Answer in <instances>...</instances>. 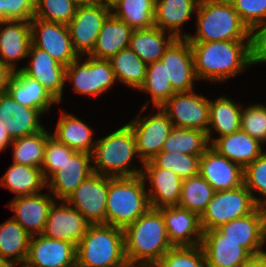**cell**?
<instances>
[{
	"mask_svg": "<svg viewBox=\"0 0 266 267\" xmlns=\"http://www.w3.org/2000/svg\"><path fill=\"white\" fill-rule=\"evenodd\" d=\"M137 91L151 96L143 104L142 107L144 108H148L150 103L154 108L161 107L176 93L169 78H167L165 66L160 60L147 64L146 77Z\"/></svg>",
	"mask_w": 266,
	"mask_h": 267,
	"instance_id": "cell-37",
	"label": "cell"
},
{
	"mask_svg": "<svg viewBox=\"0 0 266 267\" xmlns=\"http://www.w3.org/2000/svg\"><path fill=\"white\" fill-rule=\"evenodd\" d=\"M126 261L124 231L108 224H90L76 246V267H114Z\"/></svg>",
	"mask_w": 266,
	"mask_h": 267,
	"instance_id": "cell-6",
	"label": "cell"
},
{
	"mask_svg": "<svg viewBox=\"0 0 266 267\" xmlns=\"http://www.w3.org/2000/svg\"><path fill=\"white\" fill-rule=\"evenodd\" d=\"M209 105L207 96L195 90L176 92L160 108L174 127L198 129L207 133L209 127Z\"/></svg>",
	"mask_w": 266,
	"mask_h": 267,
	"instance_id": "cell-10",
	"label": "cell"
},
{
	"mask_svg": "<svg viewBox=\"0 0 266 267\" xmlns=\"http://www.w3.org/2000/svg\"><path fill=\"white\" fill-rule=\"evenodd\" d=\"M162 212L168 238L173 247L196 246L201 243L203 231L200 216L179 206L159 208Z\"/></svg>",
	"mask_w": 266,
	"mask_h": 267,
	"instance_id": "cell-24",
	"label": "cell"
},
{
	"mask_svg": "<svg viewBox=\"0 0 266 267\" xmlns=\"http://www.w3.org/2000/svg\"><path fill=\"white\" fill-rule=\"evenodd\" d=\"M243 177L255 202L266 207V150L243 169Z\"/></svg>",
	"mask_w": 266,
	"mask_h": 267,
	"instance_id": "cell-44",
	"label": "cell"
},
{
	"mask_svg": "<svg viewBox=\"0 0 266 267\" xmlns=\"http://www.w3.org/2000/svg\"><path fill=\"white\" fill-rule=\"evenodd\" d=\"M0 185L14 193V197L33 195L47 190V181L40 168L14 162L0 177Z\"/></svg>",
	"mask_w": 266,
	"mask_h": 267,
	"instance_id": "cell-33",
	"label": "cell"
},
{
	"mask_svg": "<svg viewBox=\"0 0 266 267\" xmlns=\"http://www.w3.org/2000/svg\"><path fill=\"white\" fill-rule=\"evenodd\" d=\"M210 146L243 169L264 152L263 144L241 129L230 135L213 137Z\"/></svg>",
	"mask_w": 266,
	"mask_h": 267,
	"instance_id": "cell-28",
	"label": "cell"
},
{
	"mask_svg": "<svg viewBox=\"0 0 266 267\" xmlns=\"http://www.w3.org/2000/svg\"><path fill=\"white\" fill-rule=\"evenodd\" d=\"M21 106L39 109L45 114L59 102L36 79L21 69L15 71L7 91Z\"/></svg>",
	"mask_w": 266,
	"mask_h": 267,
	"instance_id": "cell-31",
	"label": "cell"
},
{
	"mask_svg": "<svg viewBox=\"0 0 266 267\" xmlns=\"http://www.w3.org/2000/svg\"><path fill=\"white\" fill-rule=\"evenodd\" d=\"M92 173H94L92 154L76 151L47 180V189L55 200H66Z\"/></svg>",
	"mask_w": 266,
	"mask_h": 267,
	"instance_id": "cell-20",
	"label": "cell"
},
{
	"mask_svg": "<svg viewBox=\"0 0 266 267\" xmlns=\"http://www.w3.org/2000/svg\"><path fill=\"white\" fill-rule=\"evenodd\" d=\"M59 117L51 136L69 148L92 154L97 141L94 129L84 120L64 110H61Z\"/></svg>",
	"mask_w": 266,
	"mask_h": 267,
	"instance_id": "cell-29",
	"label": "cell"
},
{
	"mask_svg": "<svg viewBox=\"0 0 266 267\" xmlns=\"http://www.w3.org/2000/svg\"><path fill=\"white\" fill-rule=\"evenodd\" d=\"M31 25V43L46 51L53 59L64 66L70 65L79 55L74 50L67 24L49 22L33 18Z\"/></svg>",
	"mask_w": 266,
	"mask_h": 267,
	"instance_id": "cell-12",
	"label": "cell"
},
{
	"mask_svg": "<svg viewBox=\"0 0 266 267\" xmlns=\"http://www.w3.org/2000/svg\"><path fill=\"white\" fill-rule=\"evenodd\" d=\"M35 0H0V21H28L34 18Z\"/></svg>",
	"mask_w": 266,
	"mask_h": 267,
	"instance_id": "cell-49",
	"label": "cell"
},
{
	"mask_svg": "<svg viewBox=\"0 0 266 267\" xmlns=\"http://www.w3.org/2000/svg\"><path fill=\"white\" fill-rule=\"evenodd\" d=\"M200 157L198 155L178 152H160L143 167H159L171 170L182 179L194 177L199 174Z\"/></svg>",
	"mask_w": 266,
	"mask_h": 267,
	"instance_id": "cell-42",
	"label": "cell"
},
{
	"mask_svg": "<svg viewBox=\"0 0 266 267\" xmlns=\"http://www.w3.org/2000/svg\"><path fill=\"white\" fill-rule=\"evenodd\" d=\"M146 108L142 107L139 114L127 124L131 127L137 146L139 159L145 163L161 152L164 142L174 128L173 123L160 107L147 116L142 113ZM158 110V111H157Z\"/></svg>",
	"mask_w": 266,
	"mask_h": 267,
	"instance_id": "cell-9",
	"label": "cell"
},
{
	"mask_svg": "<svg viewBox=\"0 0 266 267\" xmlns=\"http://www.w3.org/2000/svg\"><path fill=\"white\" fill-rule=\"evenodd\" d=\"M199 82L219 84L251 67L249 41L190 42Z\"/></svg>",
	"mask_w": 266,
	"mask_h": 267,
	"instance_id": "cell-1",
	"label": "cell"
},
{
	"mask_svg": "<svg viewBox=\"0 0 266 267\" xmlns=\"http://www.w3.org/2000/svg\"><path fill=\"white\" fill-rule=\"evenodd\" d=\"M200 0H156L154 26L167 31L175 38H187L185 23L196 13ZM194 13V14H193Z\"/></svg>",
	"mask_w": 266,
	"mask_h": 267,
	"instance_id": "cell-27",
	"label": "cell"
},
{
	"mask_svg": "<svg viewBox=\"0 0 266 267\" xmlns=\"http://www.w3.org/2000/svg\"><path fill=\"white\" fill-rule=\"evenodd\" d=\"M195 34L189 42L249 41V28L230 2L200 0L195 13Z\"/></svg>",
	"mask_w": 266,
	"mask_h": 267,
	"instance_id": "cell-4",
	"label": "cell"
},
{
	"mask_svg": "<svg viewBox=\"0 0 266 267\" xmlns=\"http://www.w3.org/2000/svg\"><path fill=\"white\" fill-rule=\"evenodd\" d=\"M141 176L145 183L150 208L178 206L182 178L171 170L159 167H143Z\"/></svg>",
	"mask_w": 266,
	"mask_h": 267,
	"instance_id": "cell-23",
	"label": "cell"
},
{
	"mask_svg": "<svg viewBox=\"0 0 266 267\" xmlns=\"http://www.w3.org/2000/svg\"><path fill=\"white\" fill-rule=\"evenodd\" d=\"M241 267H266V251L251 255Z\"/></svg>",
	"mask_w": 266,
	"mask_h": 267,
	"instance_id": "cell-52",
	"label": "cell"
},
{
	"mask_svg": "<svg viewBox=\"0 0 266 267\" xmlns=\"http://www.w3.org/2000/svg\"><path fill=\"white\" fill-rule=\"evenodd\" d=\"M199 174L215 191L231 190L244 184L243 168L211 146L200 157Z\"/></svg>",
	"mask_w": 266,
	"mask_h": 267,
	"instance_id": "cell-22",
	"label": "cell"
},
{
	"mask_svg": "<svg viewBox=\"0 0 266 267\" xmlns=\"http://www.w3.org/2000/svg\"><path fill=\"white\" fill-rule=\"evenodd\" d=\"M214 193L215 190L210 183L200 174L183 179L178 206L201 216L212 200Z\"/></svg>",
	"mask_w": 266,
	"mask_h": 267,
	"instance_id": "cell-41",
	"label": "cell"
},
{
	"mask_svg": "<svg viewBox=\"0 0 266 267\" xmlns=\"http://www.w3.org/2000/svg\"><path fill=\"white\" fill-rule=\"evenodd\" d=\"M118 0H96V4L112 8Z\"/></svg>",
	"mask_w": 266,
	"mask_h": 267,
	"instance_id": "cell-54",
	"label": "cell"
},
{
	"mask_svg": "<svg viewBox=\"0 0 266 267\" xmlns=\"http://www.w3.org/2000/svg\"><path fill=\"white\" fill-rule=\"evenodd\" d=\"M249 49L251 66L266 65V20L250 29Z\"/></svg>",
	"mask_w": 266,
	"mask_h": 267,
	"instance_id": "cell-50",
	"label": "cell"
},
{
	"mask_svg": "<svg viewBox=\"0 0 266 267\" xmlns=\"http://www.w3.org/2000/svg\"><path fill=\"white\" fill-rule=\"evenodd\" d=\"M117 82L138 90L146 77L147 64L129 47L109 59Z\"/></svg>",
	"mask_w": 266,
	"mask_h": 267,
	"instance_id": "cell-36",
	"label": "cell"
},
{
	"mask_svg": "<svg viewBox=\"0 0 266 267\" xmlns=\"http://www.w3.org/2000/svg\"><path fill=\"white\" fill-rule=\"evenodd\" d=\"M230 3L249 30L266 20V0H233Z\"/></svg>",
	"mask_w": 266,
	"mask_h": 267,
	"instance_id": "cell-48",
	"label": "cell"
},
{
	"mask_svg": "<svg viewBox=\"0 0 266 267\" xmlns=\"http://www.w3.org/2000/svg\"><path fill=\"white\" fill-rule=\"evenodd\" d=\"M89 226L90 223L77 209L65 200H55L50 207L42 235L65 240L77 246Z\"/></svg>",
	"mask_w": 266,
	"mask_h": 267,
	"instance_id": "cell-17",
	"label": "cell"
},
{
	"mask_svg": "<svg viewBox=\"0 0 266 267\" xmlns=\"http://www.w3.org/2000/svg\"><path fill=\"white\" fill-rule=\"evenodd\" d=\"M242 107V103L236 102L224 94L219 95L214 100L210 99L209 127L207 130L209 144L213 142L214 133L218 135L217 137H222L241 129Z\"/></svg>",
	"mask_w": 266,
	"mask_h": 267,
	"instance_id": "cell-30",
	"label": "cell"
},
{
	"mask_svg": "<svg viewBox=\"0 0 266 267\" xmlns=\"http://www.w3.org/2000/svg\"><path fill=\"white\" fill-rule=\"evenodd\" d=\"M23 267H76V245L42 234L31 236Z\"/></svg>",
	"mask_w": 266,
	"mask_h": 267,
	"instance_id": "cell-16",
	"label": "cell"
},
{
	"mask_svg": "<svg viewBox=\"0 0 266 267\" xmlns=\"http://www.w3.org/2000/svg\"><path fill=\"white\" fill-rule=\"evenodd\" d=\"M111 8L96 5L78 6L75 16L67 24L74 50L79 56L89 55L97 42L103 23Z\"/></svg>",
	"mask_w": 266,
	"mask_h": 267,
	"instance_id": "cell-14",
	"label": "cell"
},
{
	"mask_svg": "<svg viewBox=\"0 0 266 267\" xmlns=\"http://www.w3.org/2000/svg\"><path fill=\"white\" fill-rule=\"evenodd\" d=\"M176 38L158 27L134 30L129 48L146 64L159 61Z\"/></svg>",
	"mask_w": 266,
	"mask_h": 267,
	"instance_id": "cell-35",
	"label": "cell"
},
{
	"mask_svg": "<svg viewBox=\"0 0 266 267\" xmlns=\"http://www.w3.org/2000/svg\"><path fill=\"white\" fill-rule=\"evenodd\" d=\"M259 103L243 105L240 125L241 130L266 145V103Z\"/></svg>",
	"mask_w": 266,
	"mask_h": 267,
	"instance_id": "cell-46",
	"label": "cell"
},
{
	"mask_svg": "<svg viewBox=\"0 0 266 267\" xmlns=\"http://www.w3.org/2000/svg\"><path fill=\"white\" fill-rule=\"evenodd\" d=\"M109 183V176L94 172L65 201L77 209L90 224H106Z\"/></svg>",
	"mask_w": 266,
	"mask_h": 267,
	"instance_id": "cell-11",
	"label": "cell"
},
{
	"mask_svg": "<svg viewBox=\"0 0 266 267\" xmlns=\"http://www.w3.org/2000/svg\"><path fill=\"white\" fill-rule=\"evenodd\" d=\"M44 115L39 109L21 106L8 92L0 94V126L12 139L42 131Z\"/></svg>",
	"mask_w": 266,
	"mask_h": 267,
	"instance_id": "cell-19",
	"label": "cell"
},
{
	"mask_svg": "<svg viewBox=\"0 0 266 267\" xmlns=\"http://www.w3.org/2000/svg\"><path fill=\"white\" fill-rule=\"evenodd\" d=\"M31 236L12 217L0 224V257L15 267H23Z\"/></svg>",
	"mask_w": 266,
	"mask_h": 267,
	"instance_id": "cell-34",
	"label": "cell"
},
{
	"mask_svg": "<svg viewBox=\"0 0 266 267\" xmlns=\"http://www.w3.org/2000/svg\"><path fill=\"white\" fill-rule=\"evenodd\" d=\"M133 31L111 13L103 23L96 45L89 55L98 59H110L129 46Z\"/></svg>",
	"mask_w": 266,
	"mask_h": 267,
	"instance_id": "cell-32",
	"label": "cell"
},
{
	"mask_svg": "<svg viewBox=\"0 0 266 267\" xmlns=\"http://www.w3.org/2000/svg\"><path fill=\"white\" fill-rule=\"evenodd\" d=\"M160 61L165 66L167 78L175 92L195 90L194 85L199 80L195 73L192 48L186 38H176L165 50Z\"/></svg>",
	"mask_w": 266,
	"mask_h": 267,
	"instance_id": "cell-15",
	"label": "cell"
},
{
	"mask_svg": "<svg viewBox=\"0 0 266 267\" xmlns=\"http://www.w3.org/2000/svg\"><path fill=\"white\" fill-rule=\"evenodd\" d=\"M12 141L9 133L0 126V153H3L7 148L9 149Z\"/></svg>",
	"mask_w": 266,
	"mask_h": 267,
	"instance_id": "cell-53",
	"label": "cell"
},
{
	"mask_svg": "<svg viewBox=\"0 0 266 267\" xmlns=\"http://www.w3.org/2000/svg\"><path fill=\"white\" fill-rule=\"evenodd\" d=\"M137 157L138 162L141 163L140 167L134 162ZM92 162L94 172L104 176L131 177L141 175L144 163L139 159L136 139L131 127L124 124L106 136L97 139L92 152Z\"/></svg>",
	"mask_w": 266,
	"mask_h": 267,
	"instance_id": "cell-3",
	"label": "cell"
},
{
	"mask_svg": "<svg viewBox=\"0 0 266 267\" xmlns=\"http://www.w3.org/2000/svg\"><path fill=\"white\" fill-rule=\"evenodd\" d=\"M78 6L96 5V0H74Z\"/></svg>",
	"mask_w": 266,
	"mask_h": 267,
	"instance_id": "cell-55",
	"label": "cell"
},
{
	"mask_svg": "<svg viewBox=\"0 0 266 267\" xmlns=\"http://www.w3.org/2000/svg\"><path fill=\"white\" fill-rule=\"evenodd\" d=\"M31 45V25L28 21H0V61L14 71L19 61L27 59Z\"/></svg>",
	"mask_w": 266,
	"mask_h": 267,
	"instance_id": "cell-25",
	"label": "cell"
},
{
	"mask_svg": "<svg viewBox=\"0 0 266 267\" xmlns=\"http://www.w3.org/2000/svg\"><path fill=\"white\" fill-rule=\"evenodd\" d=\"M78 5L74 0H35L34 17L49 22L68 24Z\"/></svg>",
	"mask_w": 266,
	"mask_h": 267,
	"instance_id": "cell-45",
	"label": "cell"
},
{
	"mask_svg": "<svg viewBox=\"0 0 266 267\" xmlns=\"http://www.w3.org/2000/svg\"><path fill=\"white\" fill-rule=\"evenodd\" d=\"M54 201L55 198L48 191L47 193L41 192L33 195L14 197L6 206L14 212L11 217L30 236H34L43 233L50 207Z\"/></svg>",
	"mask_w": 266,
	"mask_h": 267,
	"instance_id": "cell-21",
	"label": "cell"
},
{
	"mask_svg": "<svg viewBox=\"0 0 266 267\" xmlns=\"http://www.w3.org/2000/svg\"><path fill=\"white\" fill-rule=\"evenodd\" d=\"M153 267H207V262L199 244L172 247Z\"/></svg>",
	"mask_w": 266,
	"mask_h": 267,
	"instance_id": "cell-43",
	"label": "cell"
},
{
	"mask_svg": "<svg viewBox=\"0 0 266 267\" xmlns=\"http://www.w3.org/2000/svg\"><path fill=\"white\" fill-rule=\"evenodd\" d=\"M217 1L231 2V1H233V0H217Z\"/></svg>",
	"mask_w": 266,
	"mask_h": 267,
	"instance_id": "cell-58",
	"label": "cell"
},
{
	"mask_svg": "<svg viewBox=\"0 0 266 267\" xmlns=\"http://www.w3.org/2000/svg\"><path fill=\"white\" fill-rule=\"evenodd\" d=\"M29 63L20 69L49 91L59 102L63 100L64 87L66 86V66L53 59L46 51L35 47L32 43L29 48Z\"/></svg>",
	"mask_w": 266,
	"mask_h": 267,
	"instance_id": "cell-18",
	"label": "cell"
},
{
	"mask_svg": "<svg viewBox=\"0 0 266 267\" xmlns=\"http://www.w3.org/2000/svg\"><path fill=\"white\" fill-rule=\"evenodd\" d=\"M223 240L238 242L251 255L265 252L266 207L258 206L252 213L234 219L215 229Z\"/></svg>",
	"mask_w": 266,
	"mask_h": 267,
	"instance_id": "cell-13",
	"label": "cell"
},
{
	"mask_svg": "<svg viewBox=\"0 0 266 267\" xmlns=\"http://www.w3.org/2000/svg\"><path fill=\"white\" fill-rule=\"evenodd\" d=\"M123 231L126 260L139 267H153L173 247L159 209L149 208Z\"/></svg>",
	"mask_w": 266,
	"mask_h": 267,
	"instance_id": "cell-2",
	"label": "cell"
},
{
	"mask_svg": "<svg viewBox=\"0 0 266 267\" xmlns=\"http://www.w3.org/2000/svg\"><path fill=\"white\" fill-rule=\"evenodd\" d=\"M200 246L207 267H241L251 256L238 242L223 240L215 229L203 232Z\"/></svg>",
	"mask_w": 266,
	"mask_h": 267,
	"instance_id": "cell-26",
	"label": "cell"
},
{
	"mask_svg": "<svg viewBox=\"0 0 266 267\" xmlns=\"http://www.w3.org/2000/svg\"><path fill=\"white\" fill-rule=\"evenodd\" d=\"M258 206L244 184L231 190L215 191L212 200L200 216L202 231L214 230L227 222L244 217Z\"/></svg>",
	"mask_w": 266,
	"mask_h": 267,
	"instance_id": "cell-8",
	"label": "cell"
},
{
	"mask_svg": "<svg viewBox=\"0 0 266 267\" xmlns=\"http://www.w3.org/2000/svg\"><path fill=\"white\" fill-rule=\"evenodd\" d=\"M76 150L69 148L57 141L51 135L47 138L44 149V159L42 163V172L47 181L61 166L69 159Z\"/></svg>",
	"mask_w": 266,
	"mask_h": 267,
	"instance_id": "cell-47",
	"label": "cell"
},
{
	"mask_svg": "<svg viewBox=\"0 0 266 267\" xmlns=\"http://www.w3.org/2000/svg\"><path fill=\"white\" fill-rule=\"evenodd\" d=\"M156 0H118L111 13L133 30L154 27Z\"/></svg>",
	"mask_w": 266,
	"mask_h": 267,
	"instance_id": "cell-38",
	"label": "cell"
},
{
	"mask_svg": "<svg viewBox=\"0 0 266 267\" xmlns=\"http://www.w3.org/2000/svg\"><path fill=\"white\" fill-rule=\"evenodd\" d=\"M50 132L47 131V128H44L35 134L13 139L10 145L12 147L13 162L41 169L44 149L47 138L51 135Z\"/></svg>",
	"mask_w": 266,
	"mask_h": 267,
	"instance_id": "cell-39",
	"label": "cell"
},
{
	"mask_svg": "<svg viewBox=\"0 0 266 267\" xmlns=\"http://www.w3.org/2000/svg\"><path fill=\"white\" fill-rule=\"evenodd\" d=\"M114 267H139V266L134 265V264H132L126 260L124 263H121V264L114 266Z\"/></svg>",
	"mask_w": 266,
	"mask_h": 267,
	"instance_id": "cell-57",
	"label": "cell"
},
{
	"mask_svg": "<svg viewBox=\"0 0 266 267\" xmlns=\"http://www.w3.org/2000/svg\"><path fill=\"white\" fill-rule=\"evenodd\" d=\"M15 71L9 66L0 61V94L6 93Z\"/></svg>",
	"mask_w": 266,
	"mask_h": 267,
	"instance_id": "cell-51",
	"label": "cell"
},
{
	"mask_svg": "<svg viewBox=\"0 0 266 267\" xmlns=\"http://www.w3.org/2000/svg\"><path fill=\"white\" fill-rule=\"evenodd\" d=\"M209 146L206 132L198 129L174 127L164 142L161 152L201 156Z\"/></svg>",
	"mask_w": 266,
	"mask_h": 267,
	"instance_id": "cell-40",
	"label": "cell"
},
{
	"mask_svg": "<svg viewBox=\"0 0 266 267\" xmlns=\"http://www.w3.org/2000/svg\"><path fill=\"white\" fill-rule=\"evenodd\" d=\"M0 267H15L9 261L0 257Z\"/></svg>",
	"mask_w": 266,
	"mask_h": 267,
	"instance_id": "cell-56",
	"label": "cell"
},
{
	"mask_svg": "<svg viewBox=\"0 0 266 267\" xmlns=\"http://www.w3.org/2000/svg\"><path fill=\"white\" fill-rule=\"evenodd\" d=\"M150 208L141 175L110 177L106 204V224L125 229Z\"/></svg>",
	"mask_w": 266,
	"mask_h": 267,
	"instance_id": "cell-5",
	"label": "cell"
},
{
	"mask_svg": "<svg viewBox=\"0 0 266 267\" xmlns=\"http://www.w3.org/2000/svg\"><path fill=\"white\" fill-rule=\"evenodd\" d=\"M65 82L72 84L69 87H72L77 94L100 97L101 94L108 92L117 80L109 59L84 55L66 67Z\"/></svg>",
	"mask_w": 266,
	"mask_h": 267,
	"instance_id": "cell-7",
	"label": "cell"
}]
</instances>
